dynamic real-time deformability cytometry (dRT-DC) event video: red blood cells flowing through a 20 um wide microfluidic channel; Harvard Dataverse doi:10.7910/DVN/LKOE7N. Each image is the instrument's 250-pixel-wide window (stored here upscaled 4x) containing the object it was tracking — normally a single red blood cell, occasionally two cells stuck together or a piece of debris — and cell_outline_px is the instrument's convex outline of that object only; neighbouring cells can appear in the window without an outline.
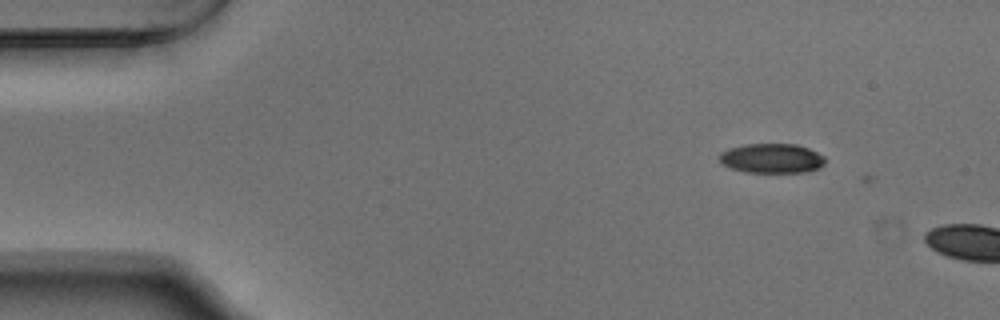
{"species": "Egyptian fruit bat (a non-hibernating species)", "species_latin": "Rousettus aegyptiacus", "temperature_condition": "warm", "stored_images_in_passage": 5, "camera_frame_rate_fps": 3000, "um_per_image_px": 0.085, "animal": {"sex": "male"}, "frame": {"image": 1, "passage_image": 3, "time_ms": 0.667, "image_size_px": [1000, 320], "cell_outline_px": [[824, 164], [820, 168], [804, 172], [744, 172], [732, 168], [724, 164], [720, 160], [720, 152], [728, 148], [744, 144], [796, 144], [808, 148], [824, 156]], "centroid_in_image_um": [65.6, 13.45], "position_along_channel_um": 19.4, "area_um2": 18.15}}